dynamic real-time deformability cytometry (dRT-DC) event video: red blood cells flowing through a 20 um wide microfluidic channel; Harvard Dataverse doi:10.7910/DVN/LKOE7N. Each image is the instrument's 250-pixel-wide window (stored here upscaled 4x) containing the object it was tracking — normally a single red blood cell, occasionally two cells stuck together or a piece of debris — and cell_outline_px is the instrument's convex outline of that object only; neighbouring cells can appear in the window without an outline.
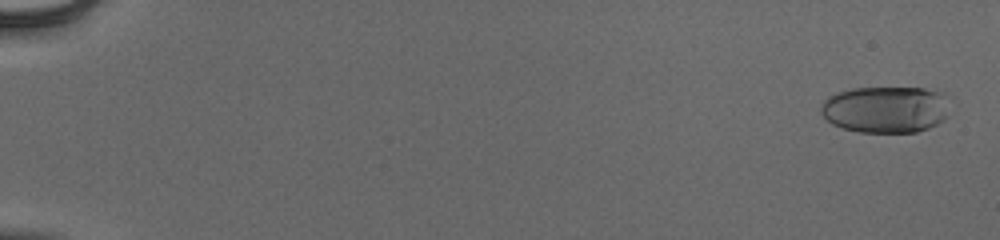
{"species": "human", "species_latin": "Homo sapiens", "temperature_condition": "cold", "stored_images_in_passage": 17, "camera_frame_rate_fps": 3000, "um_per_image_px": 0.085, "donor": {"sex": "male"}, "frame": {"image": 1, "passage_image": 2, "time_ms": 0.333, "image_size_px": [1000, 240], "cell_outline_px": [[944, 120], [928, 128], [916, 132], [860, 132], [844, 128], [832, 124], [820, 112], [820, 108], [824, 100], [828, 96], [836, 92], [852, 88], [924, 88], [944, 92]], "centroid_in_image_um": [75.21, 9.29], "position_along_channel_um": 9.8, "area_um2": 34.74}}
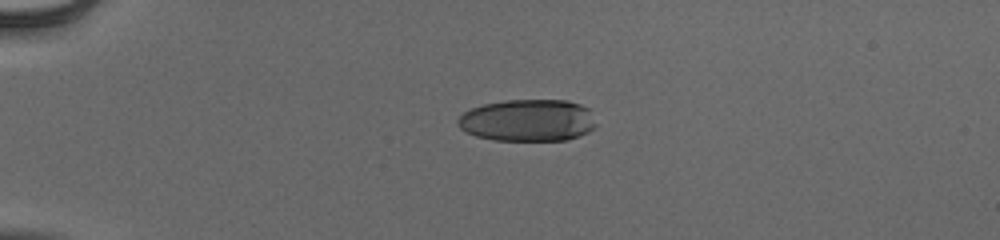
{"frame": {"image": 2, "passage_image": 15, "time_ms": 4.667, "image_size_px": [1000, 240], "cell_outline_px": [[596, 128], [588, 132], [568, 140], [492, 140], [476, 136], [460, 128], [456, 124], [456, 120], [464, 112], [472, 108], [484, 104], [504, 100], [568, 100], [580, 104], [588, 108], [596, 124]], "centroid_in_image_um": [44.87, 10.23], "position_along_channel_um": 40.1, "area_um2": 33.99}}